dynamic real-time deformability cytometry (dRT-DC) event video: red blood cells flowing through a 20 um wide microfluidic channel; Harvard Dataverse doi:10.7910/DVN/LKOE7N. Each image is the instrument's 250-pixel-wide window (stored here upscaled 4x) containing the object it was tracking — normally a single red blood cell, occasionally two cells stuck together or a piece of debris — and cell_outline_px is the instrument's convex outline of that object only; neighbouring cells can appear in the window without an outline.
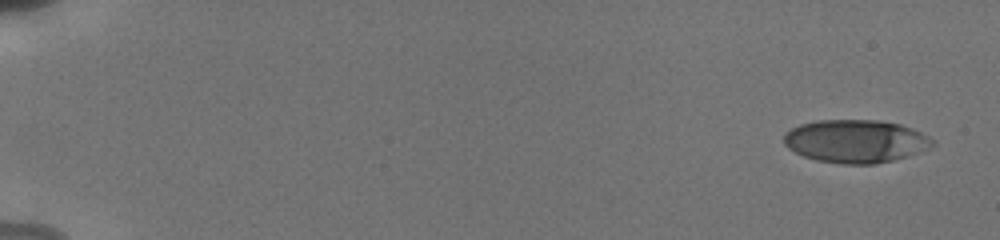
{"species": "human", "species_latin": "Homo sapiens", "temperature_condition": "cold", "stored_images_in_passage": 11, "camera_frame_rate_fps": 3000, "um_per_image_px": 0.085, "donor": {"sex": "male"}, "frame": {"image": 1, "passage_image": 1, "time_ms": 0.0, "image_size_px": [1000, 240], "cell_outline_px": [[936, 144], [916, 152], [892, 160], [876, 164], [840, 164], [816, 160], [804, 156], [788, 148], [784, 144], [784, 132], [800, 124], [816, 120], [880, 120], [900, 124], [912, 128], [936, 140]], "centroid_in_image_um": [72.7, 11.99], "position_along_channel_um": 12.3, "area_um2": 37.22}}
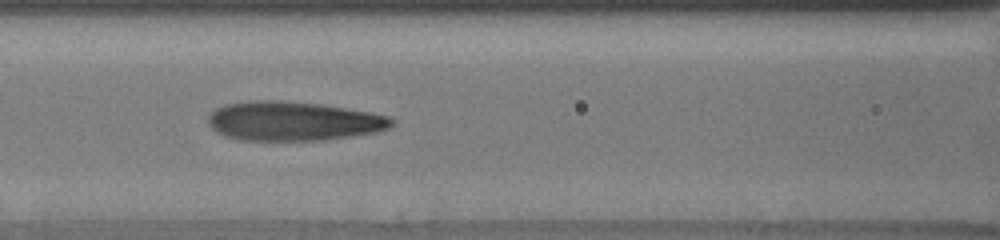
{"frame": {"image": 2, "passage_image": 10, "time_ms": 8.0, "image_size_px": [1000, 240], "cell_outline_px": [[392, 124], [388, 128], [376, 132], [352, 136], [324, 140], [240, 140], [224, 136], [216, 132], [208, 124], [208, 116], [216, 108], [224, 104], [248, 100], [280, 100], [320, 104], [368, 112], [388, 116], [392, 120]], "centroid_in_image_um": [24.86, 10.29], "position_along_channel_um": 141.7, "area_um2": 41.91}}
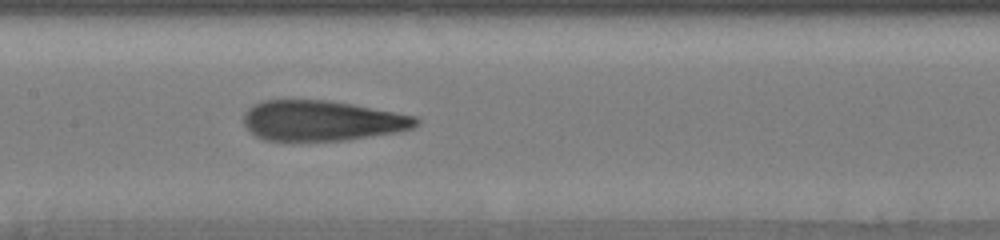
{"frame": {"image": 3, "passage_image": 11, "time_ms": 9.0, "image_size_px": [1000, 240], "cell_outline_px": [[420, 124], [412, 128], [400, 132], [348, 140], [268, 140], [256, 136], [244, 124], [244, 112], [252, 104], [264, 100], [328, 100], [352, 104], [416, 116], [420, 120]], "centroid_in_image_um": [27.4, 10.25], "position_along_channel_um": 180.0, "area_um2": 40.52}}